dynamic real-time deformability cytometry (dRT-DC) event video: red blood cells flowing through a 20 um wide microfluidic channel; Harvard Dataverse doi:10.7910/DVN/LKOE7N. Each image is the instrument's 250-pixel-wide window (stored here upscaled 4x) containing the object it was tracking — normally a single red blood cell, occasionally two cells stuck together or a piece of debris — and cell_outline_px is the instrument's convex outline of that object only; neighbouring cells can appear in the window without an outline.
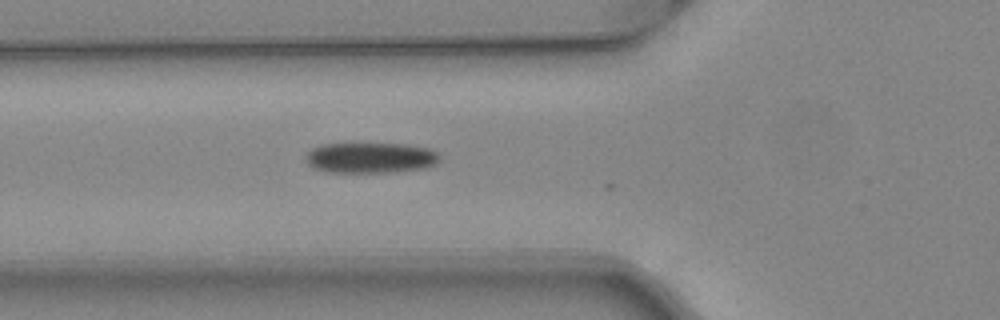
{"species": "common noctule bat (a hibernating species)", "species_latin": "Nyctalus noctula", "temperature_condition": "warm", "stored_images_in_passage": 3, "camera_frame_rate_fps": 3000, "um_per_image_px": 0.085, "animal": {"sex": "female", "body_mass_g": 24.6, "forearm_length_mm": 56.2}, "frame": {"image": 1, "passage_image": 2, "time_ms": 0.333, "image_size_px": [1000, 320], "cell_outline_px": [[440, 160], [436, 164], [428, 168], [396, 172], [324, 172], [312, 168], [308, 164], [304, 156], [312, 148], [320, 144], [352, 140], [404, 144], [428, 148], [436, 152], [440, 156]], "centroid_in_image_um": [31.44, 13.36], "position_along_channel_um": 94.4, "area_um2": 25.37}}